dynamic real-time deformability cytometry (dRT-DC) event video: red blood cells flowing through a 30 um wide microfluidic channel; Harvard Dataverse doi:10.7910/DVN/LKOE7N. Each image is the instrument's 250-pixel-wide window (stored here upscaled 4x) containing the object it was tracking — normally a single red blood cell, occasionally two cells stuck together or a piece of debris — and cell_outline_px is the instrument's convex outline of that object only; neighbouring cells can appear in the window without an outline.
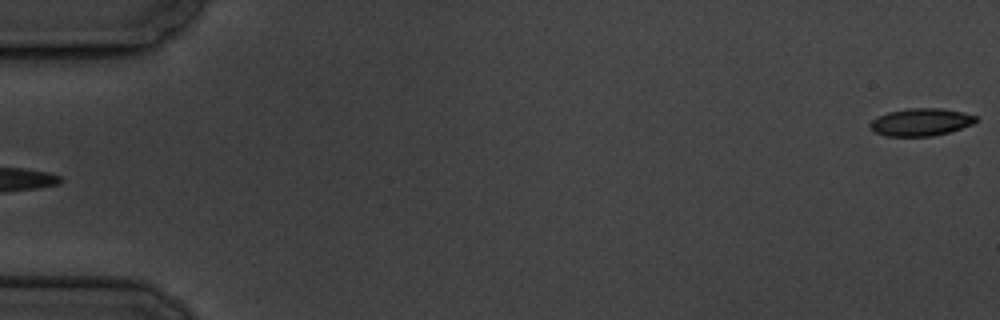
{"species": "common noctule bat (a hibernating species)", "species_latin": "Nyctalus noctula", "temperature_condition": "cold", "stored_images_in_passage": 5, "camera_frame_rate_fps": 3000, "um_per_image_px": 0.085, "animal": {"sex": "male", "body_mass_g": 19.5, "forearm_length_mm": 54.6}, "frame": {"image": 1, "passage_image": 5, "time_ms": 4.667, "image_size_px": [1000, 320], "cell_outline_px": [[980, 120], [972, 124], [948, 132], [932, 136], [884, 136], [876, 132], [868, 124], [872, 120], [888, 112], [908, 108], [940, 108], [964, 112], [976, 116]], "centroid_in_image_um": [78.3, 10.37], "position_along_channel_um": 6.7, "area_um2": 16.88}}